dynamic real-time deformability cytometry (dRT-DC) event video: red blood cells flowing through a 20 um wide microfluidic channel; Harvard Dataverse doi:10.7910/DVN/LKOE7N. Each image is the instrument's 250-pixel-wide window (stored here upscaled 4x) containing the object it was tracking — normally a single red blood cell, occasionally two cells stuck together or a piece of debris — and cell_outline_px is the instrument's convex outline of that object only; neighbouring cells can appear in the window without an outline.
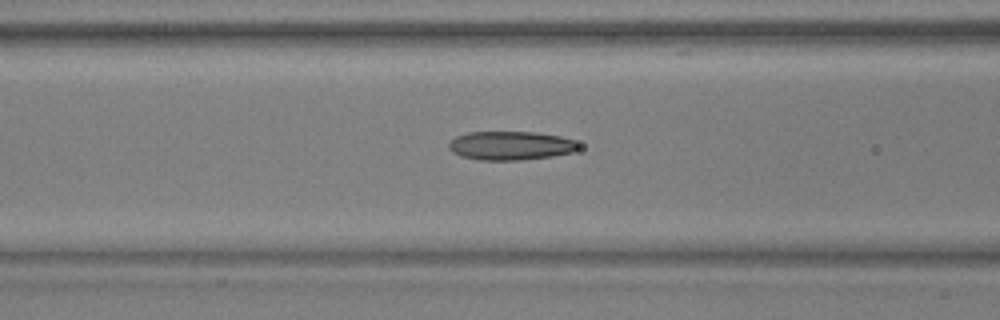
{"species": "common noctule bat (a hibernating species)", "species_latin": "Nyctalus noctula", "temperature_condition": "warm", "stored_images_in_passage": 43, "camera_frame_rate_fps": 3000, "um_per_image_px": 0.085, "animal": {"sex": "male", "body_mass_g": 17.9, "forearm_length_mm": 54.2}, "frame": {"image": 1, "passage_image": 22, "time_ms": 7.0, "image_size_px": [1000, 320], "cell_outline_px": [[580, 148], [572, 152], [552, 156], [520, 160], [480, 160], [460, 156], [452, 152], [448, 148], [448, 140], [456, 136], [468, 132], [536, 132], [560, 136], [572, 140], [580, 144]], "centroid_in_image_um": [43.36, 12.37], "position_along_channel_um": 123.2, "area_um2": 21.91}}
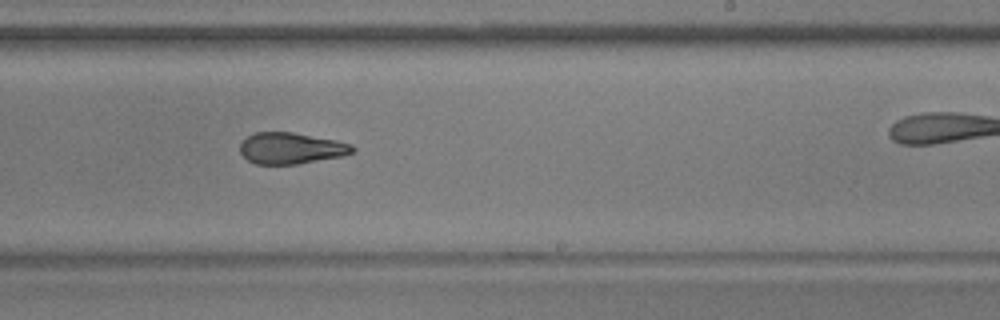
{"frame": {"image": 2, "passage_image": 33, "time_ms": 10.667, "image_size_px": [1000, 320], "cell_outline_px": [[356, 152], [344, 156], [296, 164], [256, 164], [248, 160], [240, 152], [240, 144], [248, 136], [256, 132], [292, 132], [336, 140], [352, 144], [356, 148]], "centroid_in_image_um": [24.79, 12.6], "position_along_channel_um": 264.2, "area_um2": 20.58}}
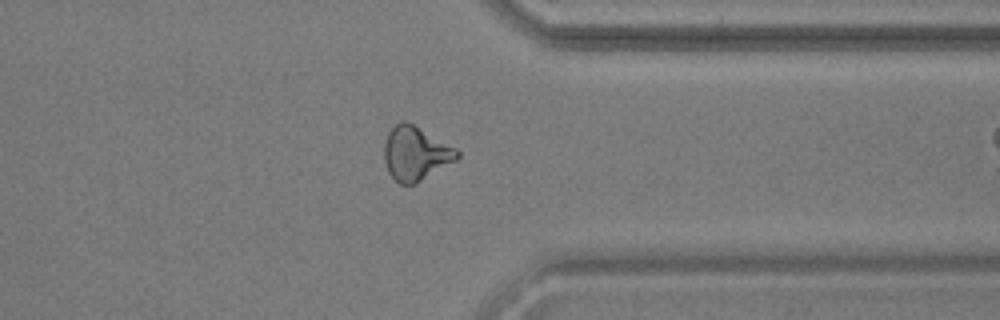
{"frame": {"image": 3, "passage_image": 42, "time_ms": 13.667, "image_size_px": [1000, 320], "cell_outline_px": [[460, 156], [456, 160], [416, 184], [400, 184], [388, 172], [384, 160], [384, 144], [388, 132], [400, 120], [404, 120], [412, 124], [456, 148], [460, 152]], "centroid_in_image_um": [35.32, 13.05], "position_along_channel_um": 376.1, "area_um2": 22.77}}